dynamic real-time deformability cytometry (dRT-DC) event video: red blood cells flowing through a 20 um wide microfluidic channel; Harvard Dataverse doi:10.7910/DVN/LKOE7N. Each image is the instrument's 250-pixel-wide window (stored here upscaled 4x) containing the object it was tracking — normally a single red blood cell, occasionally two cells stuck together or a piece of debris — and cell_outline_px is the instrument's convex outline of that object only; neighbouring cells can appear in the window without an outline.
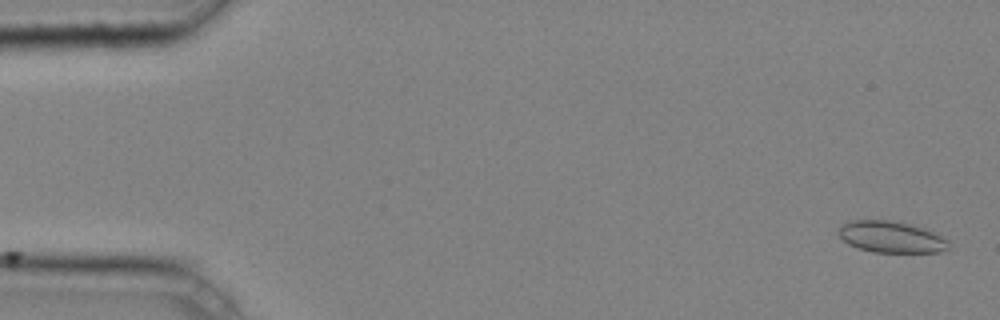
{"species": "common noctule bat (a hibernating species)", "species_latin": "Nyctalus noctula", "temperature_condition": "cold", "stored_images_in_passage": 29, "camera_frame_rate_fps": 3000, "um_per_image_px": 0.085, "animal": {"sex": "male", "body_mass_g": 20.4}, "frame": {"image": 1, "passage_image": 1, "time_ms": 0.0, "image_size_px": [1000, 320], "cell_outline_px": [[948, 248], [940, 252], [872, 252], [848, 244], [840, 236], [840, 224], [852, 220], [888, 220], [912, 224], [924, 228], [948, 240]], "centroid_in_image_um": [75.74, 20.13], "position_along_channel_um": 9.3, "area_um2": 20.0}}
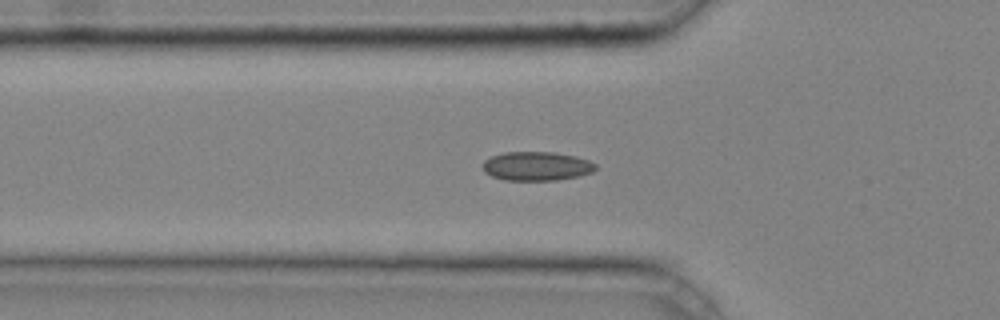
{"frame": {"image": 2, "passage_image": 15, "time_ms": 4.667, "image_size_px": [1000, 320], "cell_outline_px": [[596, 168], [592, 172], [580, 176], [556, 180], [504, 180], [492, 176], [484, 172], [484, 160], [492, 156], [504, 152], [556, 152], [576, 156], [588, 160], [596, 164]], "centroid_in_image_um": [45.63, 14.12], "position_along_channel_um": 80.2, "area_um2": 19.07}}
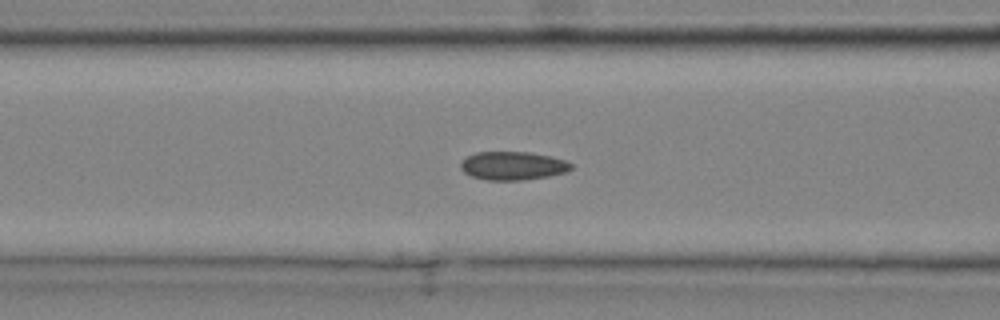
{"frame": {"image": 3, "passage_image": 18, "time_ms": 5.667, "image_size_px": [1000, 320], "cell_outline_px": [[572, 168], [568, 172], [548, 176], [520, 180], [488, 180], [472, 176], [464, 172], [460, 168], [460, 164], [468, 156], [476, 152], [528, 152], [552, 156], [568, 160], [572, 164]], "centroid_in_image_um": [43.64, 14.08], "position_along_channel_um": 123.0, "area_um2": 18.32}}